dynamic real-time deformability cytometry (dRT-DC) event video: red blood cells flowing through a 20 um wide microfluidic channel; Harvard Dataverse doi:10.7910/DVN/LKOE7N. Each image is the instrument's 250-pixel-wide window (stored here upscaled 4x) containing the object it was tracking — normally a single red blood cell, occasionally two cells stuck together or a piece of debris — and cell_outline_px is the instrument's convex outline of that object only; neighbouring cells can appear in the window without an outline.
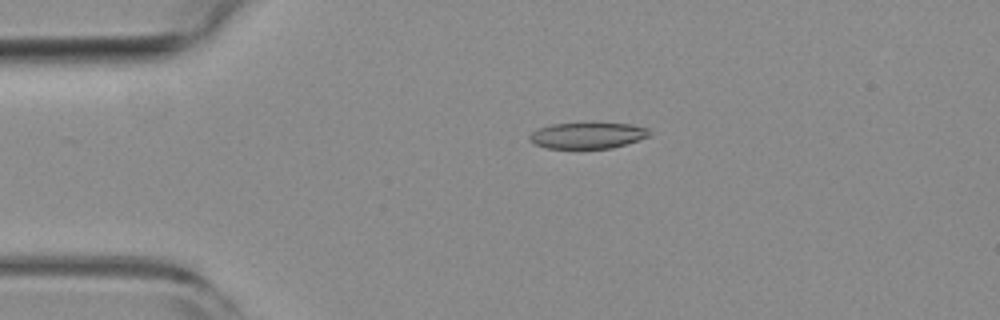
{"species": "common noctule bat (a hibernating species)", "species_latin": "Nyctalus noctula", "temperature_condition": "room temperature", "stored_images_in_passage": 53, "camera_frame_rate_fps": 3000, "um_per_image_px": 0.085, "animal": {"sex": "female", "body_mass_g": 19.3, "forearm_length_mm": 54.1}, "frame": {"image": 1, "passage_image": 11, "time_ms": 3.333, "image_size_px": [1000, 320], "cell_outline_px": [[648, 136], [612, 148], [544, 148], [528, 140], [528, 136], [532, 132], [540, 128], [552, 124], [632, 124], [648, 128]], "centroid_in_image_um": [49.89, 11.52], "position_along_channel_um": 35.1, "area_um2": 17.74}}
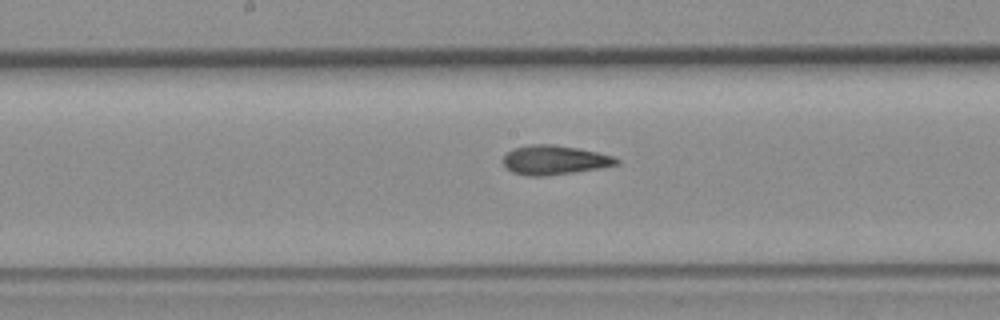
{"frame": {"image": 2, "passage_image": 27, "time_ms": 8.667, "image_size_px": [1000, 320], "cell_outline_px": [[620, 164], [600, 168], [544, 176], [528, 176], [512, 172], [504, 164], [504, 156], [508, 152], [516, 148], [532, 144], [552, 144], [576, 148], [596, 152], [612, 156], [620, 160]], "centroid_in_image_um": [47.15, 13.6], "position_along_channel_um": 201.1, "area_um2": 19.02}}
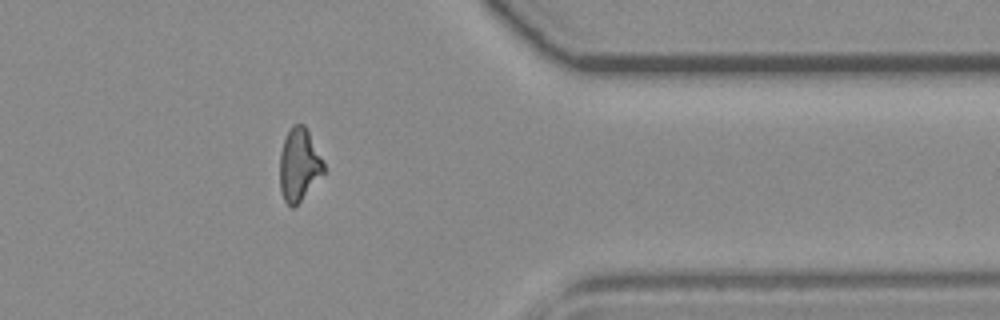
{"frame": {"image": 3, "passage_image": 43, "time_ms": 14.0, "image_size_px": [1000, 320], "cell_outline_px": [[324, 172], [300, 200], [292, 208], [284, 200], [280, 192], [280, 152], [284, 140], [292, 124], [304, 124], [324, 164]], "centroid_in_image_um": [25.39, 14.0], "position_along_channel_um": 386.0, "area_um2": 18.09}, "authors_computed_cell_mechanics": {"area_um2": 19.0162, "velocity_mm_per_s": 3.8042, "shape_relaxation_time_tau1_ms": null, "shape_relaxation_time_tau2_ms": 2.9843, "deformation_change_tau1": null, "deformation_change_tau2": 0.1243}}